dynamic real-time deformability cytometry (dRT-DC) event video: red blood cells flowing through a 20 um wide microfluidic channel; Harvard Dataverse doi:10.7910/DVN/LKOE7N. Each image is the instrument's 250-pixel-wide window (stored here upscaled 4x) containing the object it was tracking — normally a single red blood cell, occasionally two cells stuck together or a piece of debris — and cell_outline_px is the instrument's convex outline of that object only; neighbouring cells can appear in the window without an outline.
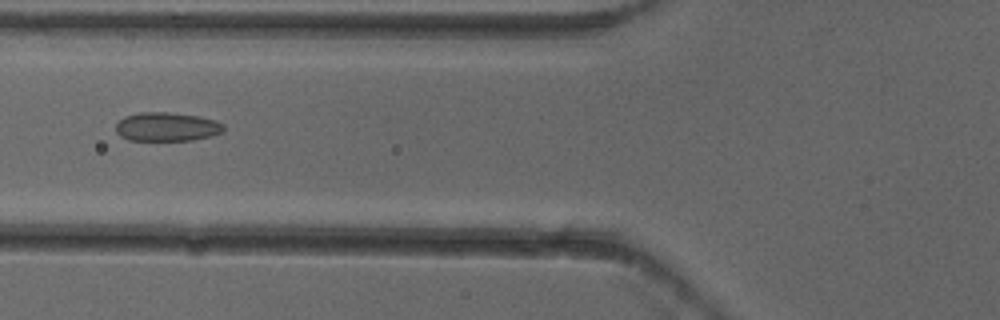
{"species": "common noctule bat (a hibernating species)", "species_latin": "Nyctalus noctula", "temperature_condition": "cold", "stored_images_in_passage": 5, "camera_frame_rate_fps": 3000, "um_per_image_px": 0.085, "animal": {"sex": "female"}, "frame": {"image": 1, "passage_image": 5, "time_ms": 1.333, "image_size_px": [1000, 320], "cell_outline_px": [[224, 132], [212, 136], [192, 140], [128, 140], [120, 136], [116, 132], [116, 124], [124, 116], [140, 112], [172, 112], [200, 116], [216, 120], [224, 124]], "centroid_in_image_um": [14.21, 10.77], "position_along_channel_um": 111.6, "area_um2": 18.38}}